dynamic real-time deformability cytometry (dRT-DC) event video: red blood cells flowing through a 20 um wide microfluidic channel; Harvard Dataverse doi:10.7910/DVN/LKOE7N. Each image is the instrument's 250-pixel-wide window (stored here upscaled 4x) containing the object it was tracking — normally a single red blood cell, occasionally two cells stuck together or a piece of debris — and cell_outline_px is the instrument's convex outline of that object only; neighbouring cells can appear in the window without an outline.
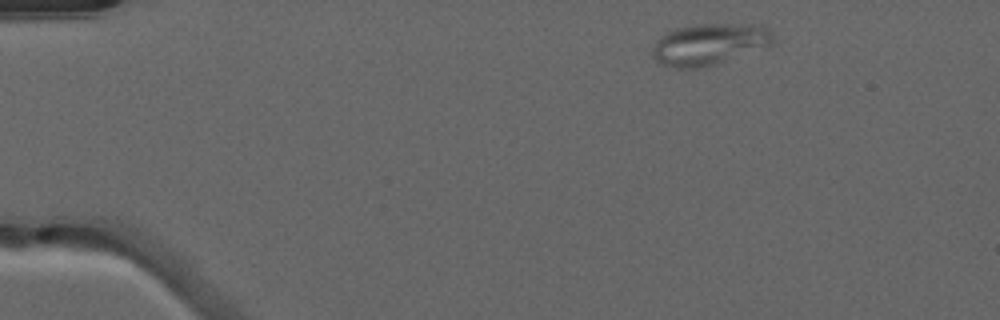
{"species": "common noctule bat (a hibernating species)", "species_latin": "Nyctalus noctula", "temperature_condition": "warm", "stored_images_in_passage": 44, "camera_frame_rate_fps": 3000, "um_per_image_px": 0.085, "animal": {"sex": "male", "forearm_length_mm": 52.5}, "frame": {"image": 1, "passage_image": 1, "time_ms": 0.0, "image_size_px": [1000, 320], "cell_outline_px": [[776, 36], [772, 44], [700, 68], [676, 68], [660, 64], [652, 56], [652, 44], [660, 36], [676, 28], [700, 24], [752, 24], [768, 28]], "centroid_in_image_um": [60.24, 3.74], "position_along_channel_um": 24.8, "area_um2": 28.78}}
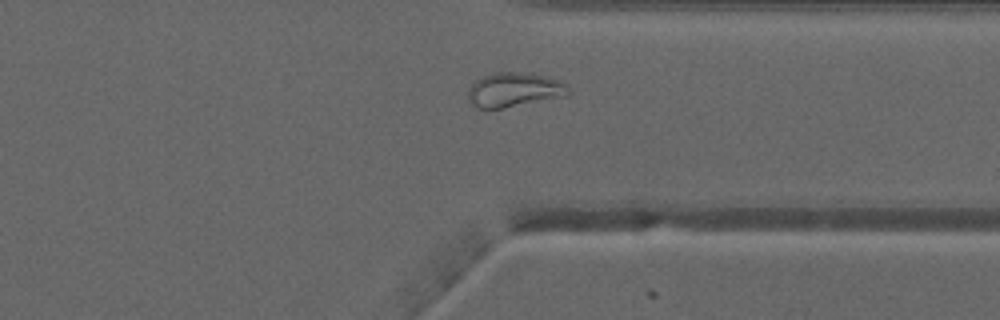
{"frame": {"image": 2, "passage_image": 33, "time_ms": 10.667, "image_size_px": [1000, 320], "cell_outline_px": [[568, 96], [504, 108], [476, 108], [468, 100], [468, 88], [476, 80], [484, 76], [496, 72], [524, 72], [544, 76], [560, 80], [568, 84]], "centroid_in_image_um": [43.72, 7.64], "position_along_channel_um": 367.7, "area_um2": 20.23}}
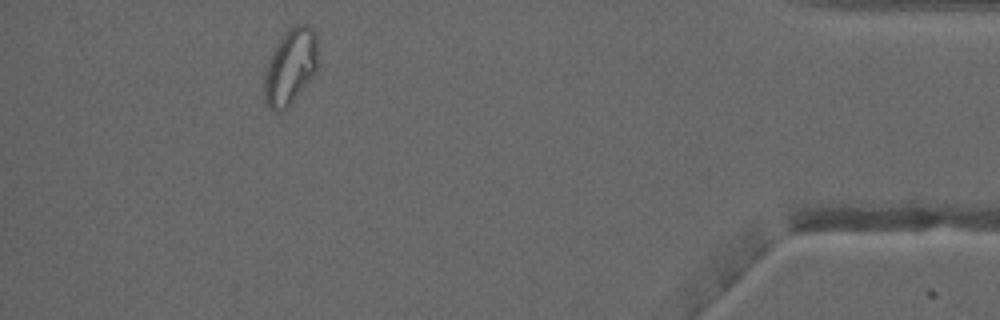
{"frame": {"image": 3, "passage_image": 40, "time_ms": 13.0, "image_size_px": [1000, 320], "cell_outline_px": [[316, 68], [312, 76], [296, 96], [280, 112], [276, 112], [268, 108], [264, 104], [264, 72], [268, 60], [276, 44], [284, 32], [288, 28], [296, 24], [308, 24], [316, 32]], "centroid_in_image_um": [24.63, 5.64], "position_along_channel_um": 410.6, "area_um2": 23.52}, "authors_computed_cell_mechanics": {"area_um2": 21.5305, "velocity_mm_per_s": 4.0462, "shape_relaxation_time_tau1_ms": null, "shape_relaxation_time_tau2_ms": 1.9453, "deformation_change_tau1": null, "deformation_change_tau2": 0.0715}}